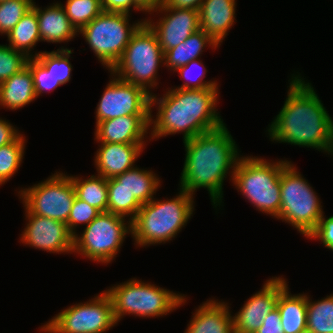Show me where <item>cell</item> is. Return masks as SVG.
I'll return each mask as SVG.
<instances>
[{"label": "cell", "instance_id": "cell-1", "mask_svg": "<svg viewBox=\"0 0 333 333\" xmlns=\"http://www.w3.org/2000/svg\"><path fill=\"white\" fill-rule=\"evenodd\" d=\"M297 73L291 74L288 80L286 99L271 124H268L267 137L275 143L312 148L330 155L333 148V118L312 84L305 81L300 72Z\"/></svg>", "mask_w": 333, "mask_h": 333}, {"label": "cell", "instance_id": "cell-2", "mask_svg": "<svg viewBox=\"0 0 333 333\" xmlns=\"http://www.w3.org/2000/svg\"><path fill=\"white\" fill-rule=\"evenodd\" d=\"M226 126L224 124L183 142L186 154L179 188L193 196L198 189H206L214 209L224 206V181L227 174L232 181L236 163L242 156Z\"/></svg>", "mask_w": 333, "mask_h": 333}, {"label": "cell", "instance_id": "cell-3", "mask_svg": "<svg viewBox=\"0 0 333 333\" xmlns=\"http://www.w3.org/2000/svg\"><path fill=\"white\" fill-rule=\"evenodd\" d=\"M166 90L161 97L155 93L150 96L149 141L181 133L184 142L225 124L217 112L219 88Z\"/></svg>", "mask_w": 333, "mask_h": 333}, {"label": "cell", "instance_id": "cell-4", "mask_svg": "<svg viewBox=\"0 0 333 333\" xmlns=\"http://www.w3.org/2000/svg\"><path fill=\"white\" fill-rule=\"evenodd\" d=\"M179 189L173 198H153L141 206L131 221V237L137 248L165 244L187 225L195 211V196Z\"/></svg>", "mask_w": 333, "mask_h": 333}, {"label": "cell", "instance_id": "cell-5", "mask_svg": "<svg viewBox=\"0 0 333 333\" xmlns=\"http://www.w3.org/2000/svg\"><path fill=\"white\" fill-rule=\"evenodd\" d=\"M264 158L242 155L236 163L232 183L255 210L277 219L281 208V171L289 160Z\"/></svg>", "mask_w": 333, "mask_h": 333}, {"label": "cell", "instance_id": "cell-6", "mask_svg": "<svg viewBox=\"0 0 333 333\" xmlns=\"http://www.w3.org/2000/svg\"><path fill=\"white\" fill-rule=\"evenodd\" d=\"M105 293L110 297L116 323L126 315L144 318H158L172 313L185 305L187 297L182 293L131 278L112 285Z\"/></svg>", "mask_w": 333, "mask_h": 333}, {"label": "cell", "instance_id": "cell-7", "mask_svg": "<svg viewBox=\"0 0 333 333\" xmlns=\"http://www.w3.org/2000/svg\"><path fill=\"white\" fill-rule=\"evenodd\" d=\"M164 52L156 33L144 22L132 35L123 56L110 70L116 77L142 87L150 95L157 89Z\"/></svg>", "mask_w": 333, "mask_h": 333}, {"label": "cell", "instance_id": "cell-8", "mask_svg": "<svg viewBox=\"0 0 333 333\" xmlns=\"http://www.w3.org/2000/svg\"><path fill=\"white\" fill-rule=\"evenodd\" d=\"M297 169L289 161L281 171V208L277 220L293 226L307 238L325 213L318 194Z\"/></svg>", "mask_w": 333, "mask_h": 333}, {"label": "cell", "instance_id": "cell-9", "mask_svg": "<svg viewBox=\"0 0 333 333\" xmlns=\"http://www.w3.org/2000/svg\"><path fill=\"white\" fill-rule=\"evenodd\" d=\"M130 18L127 13L103 11L78 31L108 71L121 59L132 35L146 21L143 18L131 24Z\"/></svg>", "mask_w": 333, "mask_h": 333}, {"label": "cell", "instance_id": "cell-10", "mask_svg": "<svg viewBox=\"0 0 333 333\" xmlns=\"http://www.w3.org/2000/svg\"><path fill=\"white\" fill-rule=\"evenodd\" d=\"M110 213L100 212L82 233L73 236V253L97 264L115 261L127 235L132 234L131 221Z\"/></svg>", "mask_w": 333, "mask_h": 333}, {"label": "cell", "instance_id": "cell-11", "mask_svg": "<svg viewBox=\"0 0 333 333\" xmlns=\"http://www.w3.org/2000/svg\"><path fill=\"white\" fill-rule=\"evenodd\" d=\"M41 325L43 333H106L117 325L110 297L102 291L86 302L60 310Z\"/></svg>", "mask_w": 333, "mask_h": 333}, {"label": "cell", "instance_id": "cell-12", "mask_svg": "<svg viewBox=\"0 0 333 333\" xmlns=\"http://www.w3.org/2000/svg\"><path fill=\"white\" fill-rule=\"evenodd\" d=\"M23 207L31 214L67 223L76 193L67 172L56 171L46 180L20 188L17 192Z\"/></svg>", "mask_w": 333, "mask_h": 333}, {"label": "cell", "instance_id": "cell-13", "mask_svg": "<svg viewBox=\"0 0 333 333\" xmlns=\"http://www.w3.org/2000/svg\"><path fill=\"white\" fill-rule=\"evenodd\" d=\"M95 109L96 124L126 115H150V94L112 72Z\"/></svg>", "mask_w": 333, "mask_h": 333}, {"label": "cell", "instance_id": "cell-14", "mask_svg": "<svg viewBox=\"0 0 333 333\" xmlns=\"http://www.w3.org/2000/svg\"><path fill=\"white\" fill-rule=\"evenodd\" d=\"M24 209L27 222L20 234V243L52 254L73 253V235L69 232L67 224L31 214Z\"/></svg>", "mask_w": 333, "mask_h": 333}, {"label": "cell", "instance_id": "cell-15", "mask_svg": "<svg viewBox=\"0 0 333 333\" xmlns=\"http://www.w3.org/2000/svg\"><path fill=\"white\" fill-rule=\"evenodd\" d=\"M288 286L283 276H272L262 289L244 301L233 317L234 333H255L267 315L276 308L279 294Z\"/></svg>", "mask_w": 333, "mask_h": 333}, {"label": "cell", "instance_id": "cell-16", "mask_svg": "<svg viewBox=\"0 0 333 333\" xmlns=\"http://www.w3.org/2000/svg\"><path fill=\"white\" fill-rule=\"evenodd\" d=\"M155 12L159 18L147 17L145 22L156 33L164 53L200 29L199 12L196 10L159 8Z\"/></svg>", "mask_w": 333, "mask_h": 333}, {"label": "cell", "instance_id": "cell-17", "mask_svg": "<svg viewBox=\"0 0 333 333\" xmlns=\"http://www.w3.org/2000/svg\"><path fill=\"white\" fill-rule=\"evenodd\" d=\"M149 130L150 115H126L98 122L94 140L97 143L146 144Z\"/></svg>", "mask_w": 333, "mask_h": 333}, {"label": "cell", "instance_id": "cell-18", "mask_svg": "<svg viewBox=\"0 0 333 333\" xmlns=\"http://www.w3.org/2000/svg\"><path fill=\"white\" fill-rule=\"evenodd\" d=\"M146 144L99 143L95 152L94 165L97 175L105 179L123 174L135 167Z\"/></svg>", "mask_w": 333, "mask_h": 333}, {"label": "cell", "instance_id": "cell-19", "mask_svg": "<svg viewBox=\"0 0 333 333\" xmlns=\"http://www.w3.org/2000/svg\"><path fill=\"white\" fill-rule=\"evenodd\" d=\"M209 298L192 312L184 333H234L229 303Z\"/></svg>", "mask_w": 333, "mask_h": 333}, {"label": "cell", "instance_id": "cell-20", "mask_svg": "<svg viewBox=\"0 0 333 333\" xmlns=\"http://www.w3.org/2000/svg\"><path fill=\"white\" fill-rule=\"evenodd\" d=\"M236 0H204L199 8V24L218 45L236 22Z\"/></svg>", "mask_w": 333, "mask_h": 333}, {"label": "cell", "instance_id": "cell-21", "mask_svg": "<svg viewBox=\"0 0 333 333\" xmlns=\"http://www.w3.org/2000/svg\"><path fill=\"white\" fill-rule=\"evenodd\" d=\"M32 9L37 14L41 42L50 44L68 43L78 35V31L70 23L58 1L47 5L45 8L39 7L34 2Z\"/></svg>", "mask_w": 333, "mask_h": 333}, {"label": "cell", "instance_id": "cell-22", "mask_svg": "<svg viewBox=\"0 0 333 333\" xmlns=\"http://www.w3.org/2000/svg\"><path fill=\"white\" fill-rule=\"evenodd\" d=\"M161 182L154 171L136 165L123 174L107 179V188H124L143 205L155 197Z\"/></svg>", "mask_w": 333, "mask_h": 333}, {"label": "cell", "instance_id": "cell-23", "mask_svg": "<svg viewBox=\"0 0 333 333\" xmlns=\"http://www.w3.org/2000/svg\"><path fill=\"white\" fill-rule=\"evenodd\" d=\"M37 100L31 69L26 66L0 83V107L18 110Z\"/></svg>", "mask_w": 333, "mask_h": 333}, {"label": "cell", "instance_id": "cell-24", "mask_svg": "<svg viewBox=\"0 0 333 333\" xmlns=\"http://www.w3.org/2000/svg\"><path fill=\"white\" fill-rule=\"evenodd\" d=\"M205 47L216 50V48H220V45L202 29H199L178 46L164 53V67L170 71H175L177 68L187 65L190 61L201 58Z\"/></svg>", "mask_w": 333, "mask_h": 333}, {"label": "cell", "instance_id": "cell-25", "mask_svg": "<svg viewBox=\"0 0 333 333\" xmlns=\"http://www.w3.org/2000/svg\"><path fill=\"white\" fill-rule=\"evenodd\" d=\"M287 286L277 299L284 333H300L307 328V293L291 294Z\"/></svg>", "mask_w": 333, "mask_h": 333}, {"label": "cell", "instance_id": "cell-26", "mask_svg": "<svg viewBox=\"0 0 333 333\" xmlns=\"http://www.w3.org/2000/svg\"><path fill=\"white\" fill-rule=\"evenodd\" d=\"M8 46L16 51L24 53L28 58H35L40 53L33 50L38 42H41L36 12L28 11L16 26L6 35Z\"/></svg>", "mask_w": 333, "mask_h": 333}, {"label": "cell", "instance_id": "cell-27", "mask_svg": "<svg viewBox=\"0 0 333 333\" xmlns=\"http://www.w3.org/2000/svg\"><path fill=\"white\" fill-rule=\"evenodd\" d=\"M76 197L95 207L100 212H108L107 179L100 175H91L86 179L71 175Z\"/></svg>", "mask_w": 333, "mask_h": 333}, {"label": "cell", "instance_id": "cell-28", "mask_svg": "<svg viewBox=\"0 0 333 333\" xmlns=\"http://www.w3.org/2000/svg\"><path fill=\"white\" fill-rule=\"evenodd\" d=\"M73 49L61 46L53 51H40L35 59L54 77L61 85L71 80L72 64L70 63Z\"/></svg>", "mask_w": 333, "mask_h": 333}, {"label": "cell", "instance_id": "cell-29", "mask_svg": "<svg viewBox=\"0 0 333 333\" xmlns=\"http://www.w3.org/2000/svg\"><path fill=\"white\" fill-rule=\"evenodd\" d=\"M307 328L314 333H333V293L316 301L307 293Z\"/></svg>", "mask_w": 333, "mask_h": 333}, {"label": "cell", "instance_id": "cell-30", "mask_svg": "<svg viewBox=\"0 0 333 333\" xmlns=\"http://www.w3.org/2000/svg\"><path fill=\"white\" fill-rule=\"evenodd\" d=\"M26 137L21 133L13 142L0 147V186L7 183L23 163Z\"/></svg>", "mask_w": 333, "mask_h": 333}, {"label": "cell", "instance_id": "cell-31", "mask_svg": "<svg viewBox=\"0 0 333 333\" xmlns=\"http://www.w3.org/2000/svg\"><path fill=\"white\" fill-rule=\"evenodd\" d=\"M63 7L70 23L79 31L103 12L101 0H66Z\"/></svg>", "mask_w": 333, "mask_h": 333}, {"label": "cell", "instance_id": "cell-32", "mask_svg": "<svg viewBox=\"0 0 333 333\" xmlns=\"http://www.w3.org/2000/svg\"><path fill=\"white\" fill-rule=\"evenodd\" d=\"M194 67V68H193ZM203 62L200 59L192 60L187 65L181 66L177 68L174 72H178L181 80H186L180 86H175L171 88L176 89H207V88H219L218 81L215 79H211L209 81L204 80L206 78L207 69L205 68ZM198 69L199 73L192 75L194 70ZM194 69V70H193ZM201 72V73H200Z\"/></svg>", "mask_w": 333, "mask_h": 333}, {"label": "cell", "instance_id": "cell-33", "mask_svg": "<svg viewBox=\"0 0 333 333\" xmlns=\"http://www.w3.org/2000/svg\"><path fill=\"white\" fill-rule=\"evenodd\" d=\"M35 0H3L0 1V35H7L32 9Z\"/></svg>", "mask_w": 333, "mask_h": 333}, {"label": "cell", "instance_id": "cell-34", "mask_svg": "<svg viewBox=\"0 0 333 333\" xmlns=\"http://www.w3.org/2000/svg\"><path fill=\"white\" fill-rule=\"evenodd\" d=\"M136 198L124 188H108V212L132 221L141 208Z\"/></svg>", "mask_w": 333, "mask_h": 333}, {"label": "cell", "instance_id": "cell-35", "mask_svg": "<svg viewBox=\"0 0 333 333\" xmlns=\"http://www.w3.org/2000/svg\"><path fill=\"white\" fill-rule=\"evenodd\" d=\"M29 58L22 52L16 51L7 44H0V83L27 66Z\"/></svg>", "mask_w": 333, "mask_h": 333}, {"label": "cell", "instance_id": "cell-36", "mask_svg": "<svg viewBox=\"0 0 333 333\" xmlns=\"http://www.w3.org/2000/svg\"><path fill=\"white\" fill-rule=\"evenodd\" d=\"M99 213L100 211L98 209L75 197L66 223L69 232L74 236L78 233L77 228H79L80 225L82 226L83 224V226L85 225L86 227L99 215Z\"/></svg>", "mask_w": 333, "mask_h": 333}, {"label": "cell", "instance_id": "cell-37", "mask_svg": "<svg viewBox=\"0 0 333 333\" xmlns=\"http://www.w3.org/2000/svg\"><path fill=\"white\" fill-rule=\"evenodd\" d=\"M27 66L31 69L33 74L37 98L46 92L49 93L59 86H62L35 58H29Z\"/></svg>", "mask_w": 333, "mask_h": 333}, {"label": "cell", "instance_id": "cell-38", "mask_svg": "<svg viewBox=\"0 0 333 333\" xmlns=\"http://www.w3.org/2000/svg\"><path fill=\"white\" fill-rule=\"evenodd\" d=\"M307 239H317L325 248L333 252V215L326 218V215L323 214L316 228L307 236Z\"/></svg>", "mask_w": 333, "mask_h": 333}, {"label": "cell", "instance_id": "cell-39", "mask_svg": "<svg viewBox=\"0 0 333 333\" xmlns=\"http://www.w3.org/2000/svg\"><path fill=\"white\" fill-rule=\"evenodd\" d=\"M102 9L104 12L114 13H132L139 10L134 6L133 0H101Z\"/></svg>", "mask_w": 333, "mask_h": 333}, {"label": "cell", "instance_id": "cell-40", "mask_svg": "<svg viewBox=\"0 0 333 333\" xmlns=\"http://www.w3.org/2000/svg\"><path fill=\"white\" fill-rule=\"evenodd\" d=\"M281 317L277 307L263 320L262 325L255 333H284Z\"/></svg>", "mask_w": 333, "mask_h": 333}, {"label": "cell", "instance_id": "cell-41", "mask_svg": "<svg viewBox=\"0 0 333 333\" xmlns=\"http://www.w3.org/2000/svg\"><path fill=\"white\" fill-rule=\"evenodd\" d=\"M21 132L14 127L6 118L0 117V147L13 142Z\"/></svg>", "mask_w": 333, "mask_h": 333}, {"label": "cell", "instance_id": "cell-42", "mask_svg": "<svg viewBox=\"0 0 333 333\" xmlns=\"http://www.w3.org/2000/svg\"><path fill=\"white\" fill-rule=\"evenodd\" d=\"M204 0H162L160 8L193 9L198 11Z\"/></svg>", "mask_w": 333, "mask_h": 333}, {"label": "cell", "instance_id": "cell-43", "mask_svg": "<svg viewBox=\"0 0 333 333\" xmlns=\"http://www.w3.org/2000/svg\"><path fill=\"white\" fill-rule=\"evenodd\" d=\"M134 6L141 11L150 16L154 15L155 11L162 5V0H133Z\"/></svg>", "mask_w": 333, "mask_h": 333}, {"label": "cell", "instance_id": "cell-44", "mask_svg": "<svg viewBox=\"0 0 333 333\" xmlns=\"http://www.w3.org/2000/svg\"><path fill=\"white\" fill-rule=\"evenodd\" d=\"M300 333H314V332L311 331L310 329L306 328V329L302 330Z\"/></svg>", "mask_w": 333, "mask_h": 333}]
</instances>
